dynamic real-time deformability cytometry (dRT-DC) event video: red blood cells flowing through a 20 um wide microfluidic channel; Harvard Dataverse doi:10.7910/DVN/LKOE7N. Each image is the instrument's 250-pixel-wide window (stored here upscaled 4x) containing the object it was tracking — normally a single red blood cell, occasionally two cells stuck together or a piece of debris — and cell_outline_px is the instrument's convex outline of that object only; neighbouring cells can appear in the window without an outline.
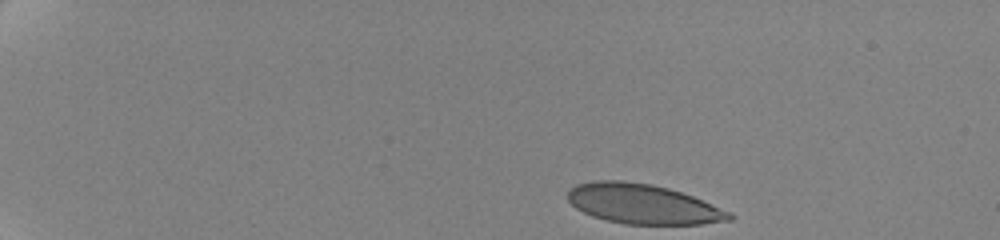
{"species": "human", "species_latin": "Homo sapiens", "temperature_condition": "cold", "stored_images_in_passage": 19, "camera_frame_rate_fps": 3000, "um_per_image_px": 0.085, "donor": {"sex": "female"}, "frame": {"image": 1, "passage_image": 1, "time_ms": 0.0, "image_size_px": [1000, 240], "cell_outline_px": [[732, 220], [700, 224], [624, 224], [604, 220], [592, 216], [576, 208], [568, 200], [568, 188], [576, 184], [596, 180], [620, 180], [652, 184], [668, 188], [692, 196], [732, 212]], "centroid_in_image_um": [54.62, 17.34], "position_along_channel_um": 30.4, "area_um2": 37.51}}